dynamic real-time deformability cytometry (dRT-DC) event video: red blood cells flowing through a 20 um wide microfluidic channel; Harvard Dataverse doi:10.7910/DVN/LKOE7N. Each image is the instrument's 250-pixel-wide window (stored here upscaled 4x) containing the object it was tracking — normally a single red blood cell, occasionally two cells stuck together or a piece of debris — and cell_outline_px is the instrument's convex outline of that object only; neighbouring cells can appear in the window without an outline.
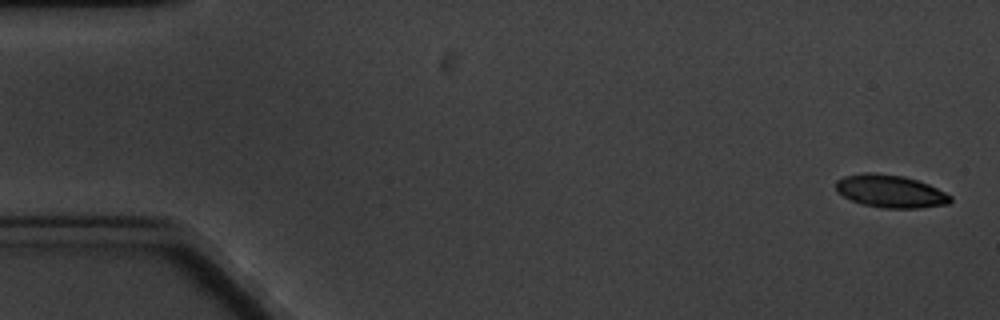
{"species": "common noctule bat (a hibernating species)", "species_latin": "Nyctalus noctula", "temperature_condition": "cold", "stored_images_in_passage": 5, "camera_frame_rate_fps": 3000, "um_per_image_px": 0.085, "animal": {"sex": "male", "body_mass_g": 20.1, "forearm_length_mm": 53.5}, "frame": {"image": 1, "passage_image": 1, "time_ms": 0.0, "image_size_px": [1000, 320], "cell_outline_px": [[952, 200], [948, 204], [920, 208], [884, 208], [864, 204], [852, 200], [836, 192], [836, 180], [844, 176], [864, 172], [868, 172], [904, 176], [928, 184], [952, 196]], "centroid_in_image_um": [75.68, 16.25], "position_along_channel_um": 9.3, "area_um2": 21.73}}
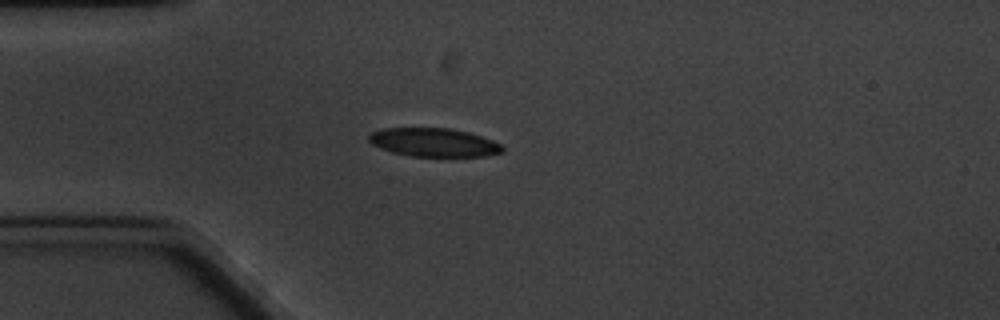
{"frame": {"image": 2, "passage_image": 5, "time_ms": 4.667, "image_size_px": [1000, 320], "cell_outline_px": [[504, 148], [500, 152], [484, 156], [412, 156], [392, 152], [380, 148], [372, 144], [368, 140], [368, 136], [372, 132], [384, 128], [452, 128], [468, 132], [492, 140], [500, 144]], "centroid_in_image_um": [36.84, 12.1], "position_along_channel_um": 48.2, "area_um2": 22.02}}